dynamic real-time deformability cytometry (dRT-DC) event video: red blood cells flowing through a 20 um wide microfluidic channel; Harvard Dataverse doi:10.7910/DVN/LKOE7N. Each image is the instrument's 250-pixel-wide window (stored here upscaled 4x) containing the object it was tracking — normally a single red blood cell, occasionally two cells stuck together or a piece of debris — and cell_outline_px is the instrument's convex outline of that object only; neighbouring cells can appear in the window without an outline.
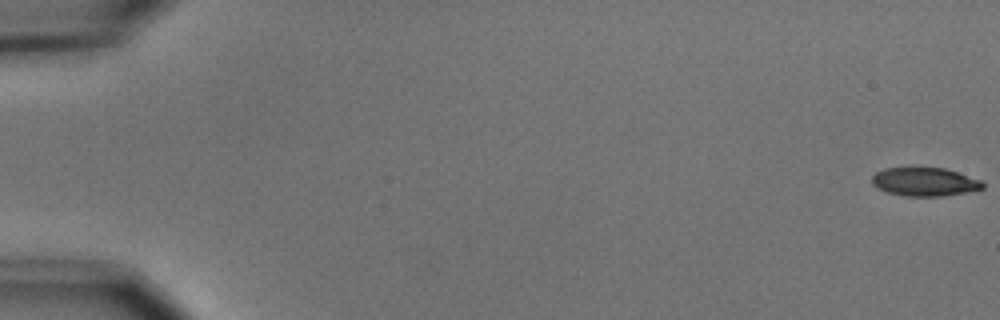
{"species": "common noctule bat (a hibernating species)", "species_latin": "Nyctalus noctula", "temperature_condition": "cold", "stored_images_in_passage": 56, "camera_frame_rate_fps": 3000, "um_per_image_px": 0.085, "animal": {"sex": "male", "body_mass_g": 15.6}, "frame": {"image": 1, "passage_image": 1, "time_ms": 0.0, "image_size_px": [1000, 320], "cell_outline_px": [[984, 188], [944, 196], [904, 196], [888, 192], [876, 188], [872, 184], [872, 176], [876, 172], [884, 168], [944, 168], [980, 180], [984, 184]], "centroid_in_image_um": [78.55, 15.46], "position_along_channel_um": 6.4, "area_um2": 18.21}}
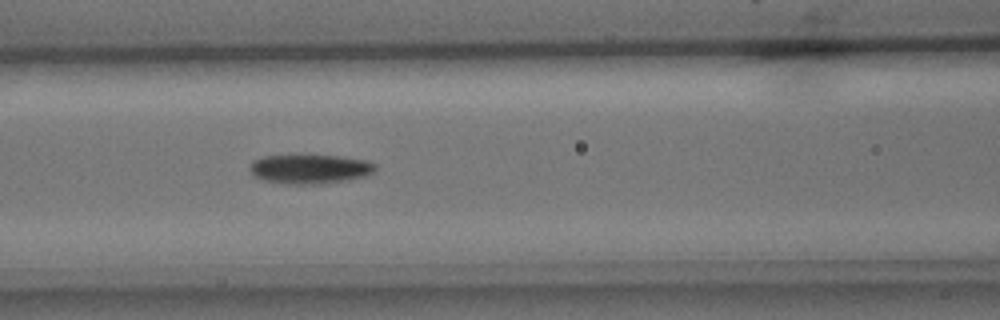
{"frame": {"image": 2, "passage_image": 25, "time_ms": 8.0, "image_size_px": [1000, 320], "cell_outline_px": [[376, 168], [372, 172], [364, 176], [348, 180], [320, 184], [288, 184], [264, 180], [256, 176], [252, 172], [252, 160], [264, 156], [300, 152], [340, 156], [364, 160], [376, 164]], "centroid_in_image_um": [26.33, 14.31], "position_along_channel_um": 140.3, "area_um2": 22.08}}
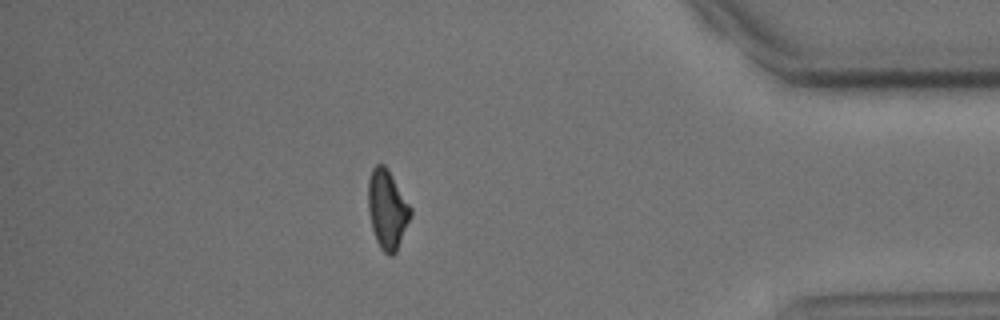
{"frame": {"image": 3, "passage_image": 49, "time_ms": 16.0, "image_size_px": [1000, 320], "cell_outline_px": [[412, 212], [396, 252], [392, 256], [388, 256], [380, 248], [376, 240], [372, 228], [368, 208], [368, 180], [372, 168], [376, 164], [384, 164], [388, 168], [412, 208]], "centroid_in_image_um": [32.91, 17.77], "position_along_channel_um": 402.3, "area_um2": 19.54}, "authors_computed_cell_mechanics": {"area_um2": 19.941, "velocity_mm_per_s": 3.7049, "shape_relaxation_time_tau1_ms": 3.0273, "shape_relaxation_time_tau2_ms": null, "deformation_change_tau1": 0.1406, "deformation_change_tau2": null}}